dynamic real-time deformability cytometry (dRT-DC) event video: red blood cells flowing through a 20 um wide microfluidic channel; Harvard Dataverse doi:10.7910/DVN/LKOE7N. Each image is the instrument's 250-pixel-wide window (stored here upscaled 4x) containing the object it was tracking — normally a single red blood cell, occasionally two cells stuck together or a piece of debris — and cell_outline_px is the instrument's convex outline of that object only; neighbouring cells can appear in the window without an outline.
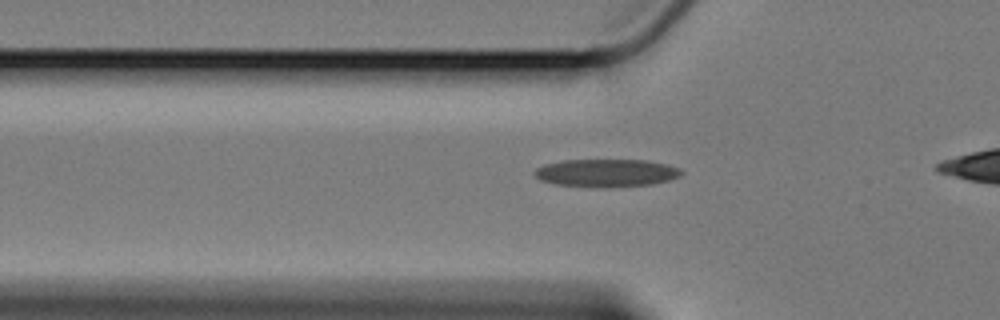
{"species": "Egyptian fruit bat (a non-hibernating species)", "species_latin": "Rousettus aegyptiacus", "temperature_condition": "cold", "stored_images_in_passage": 42, "camera_frame_rate_fps": 3000, "um_per_image_px": 0.085, "animal": {"sex": "female"}, "frame": {"image": 1, "passage_image": 10, "time_ms": 3.0, "image_size_px": [1000, 320], "cell_outline_px": [[684, 172], [680, 176], [668, 180], [652, 184], [604, 188], [600, 188], [556, 184], [540, 180], [532, 172], [536, 168], [548, 164], [564, 160], [644, 160], [664, 164], [680, 168]], "centroid_in_image_um": [51.54, 14.71], "position_along_channel_um": 74.3, "area_um2": 23.76}}
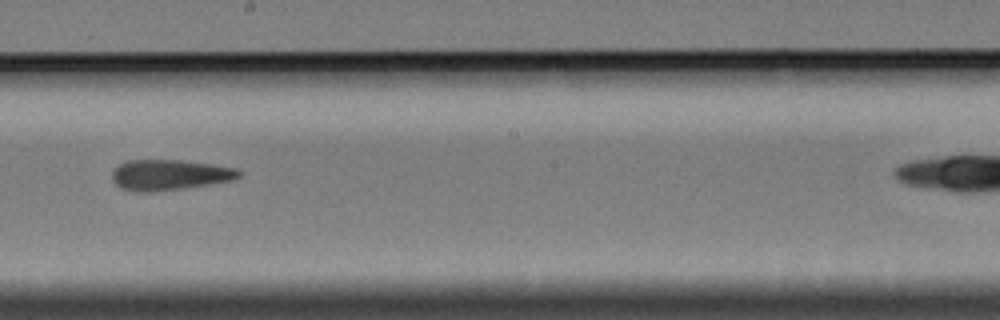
{"frame": {"image": 2, "passage_image": 24, "time_ms": 7.667, "image_size_px": [1000, 320], "cell_outline_px": [[244, 172], [240, 176], [232, 180], [180, 188], [152, 192], [140, 192], [120, 188], [112, 180], [112, 172], [120, 164], [128, 160], [180, 160], [236, 168]], "centroid_in_image_um": [14.38, 14.86], "position_along_channel_um": 233.8, "area_um2": 22.25}}
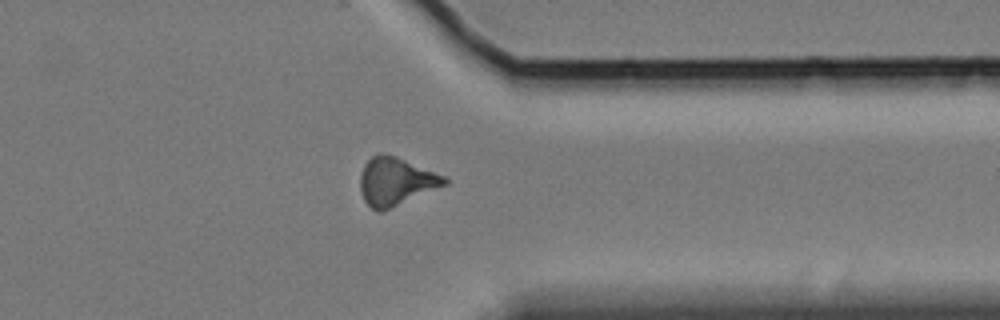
{"frame": {"image": 3, "passage_image": 37, "time_ms": 12.0, "image_size_px": [1000, 320], "cell_outline_px": [[448, 184], [380, 212], [376, 212], [364, 200], [360, 188], [360, 176], [364, 164], [376, 152], [380, 152], [396, 156], [444, 176], [448, 180]], "centroid_in_image_um": [33.61, 15.41], "position_along_channel_um": 377.8, "area_um2": 23.35}}